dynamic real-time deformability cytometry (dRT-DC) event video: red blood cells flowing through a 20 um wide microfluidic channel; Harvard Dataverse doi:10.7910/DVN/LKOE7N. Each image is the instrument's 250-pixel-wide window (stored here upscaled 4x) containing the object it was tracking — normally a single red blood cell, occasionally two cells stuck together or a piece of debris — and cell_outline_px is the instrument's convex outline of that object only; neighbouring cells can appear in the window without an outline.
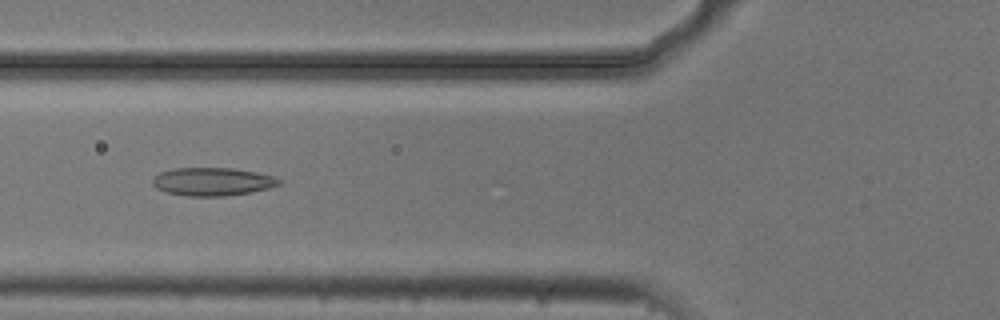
{"species": "common noctule bat (a hibernating species)", "species_latin": "Nyctalus noctula", "temperature_condition": "cold", "stored_images_in_passage": 7, "camera_frame_rate_fps": 3000, "um_per_image_px": 0.085, "animal": {"sex": "male", "body_mass_g": 20.5, "forearm_length_mm": 52.5}, "frame": {"image": 1, "passage_image": 6, "time_ms": 1.667, "image_size_px": [1000, 320], "cell_outline_px": [[280, 184], [268, 188], [252, 192], [224, 196], [184, 196], [168, 192], [156, 188], [152, 184], [152, 176], [160, 172], [172, 168], [232, 168], [256, 172], [276, 176], [280, 180]], "centroid_in_image_um": [18.04, 15.43], "position_along_channel_um": 107.8, "area_um2": 20.87}}
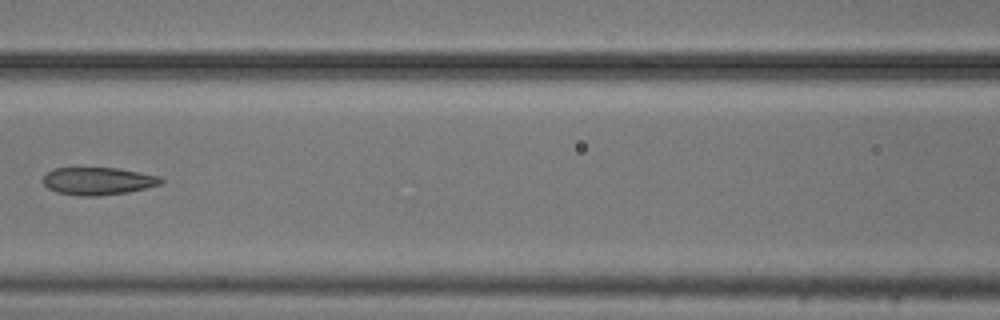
{"frame": {"image": 2, "passage_image": 7, "time_ms": 2.0, "image_size_px": [1000, 320], "cell_outline_px": [[164, 180], [160, 184], [128, 192], [96, 196], [84, 196], [56, 192], [48, 188], [44, 184], [44, 176], [52, 168], [116, 168], [140, 172], [160, 176]], "centroid_in_image_um": [8.33, 15.38], "position_along_channel_um": 158.3, "area_um2": 18.79}}